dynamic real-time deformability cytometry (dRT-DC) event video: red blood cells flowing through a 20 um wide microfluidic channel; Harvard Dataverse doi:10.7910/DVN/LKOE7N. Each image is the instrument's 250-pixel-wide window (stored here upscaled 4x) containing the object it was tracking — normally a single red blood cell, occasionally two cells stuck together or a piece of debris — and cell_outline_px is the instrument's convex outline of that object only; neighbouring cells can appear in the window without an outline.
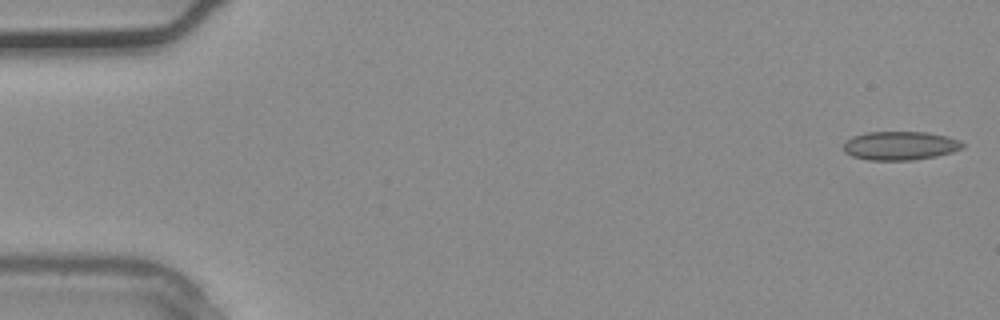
{"species": "common noctule bat (a hibernating species)", "species_latin": "Nyctalus noctula", "temperature_condition": "warm", "stored_images_in_passage": 4, "camera_frame_rate_fps": 3000, "um_per_image_px": 0.085, "animal": {"sex": "male", "body_mass_g": 20.4}, "frame": {"image": 1, "passage_image": 1, "time_ms": 0.0, "image_size_px": [1000, 320], "cell_outline_px": [[964, 148], [952, 152], [936, 156], [912, 160], [868, 160], [852, 156], [844, 152], [844, 144], [852, 136], [868, 132], [924, 132], [948, 136], [960, 140], [964, 144]], "centroid_in_image_um": [76.53, 12.38], "position_along_channel_um": 8.5, "area_um2": 19.94}}
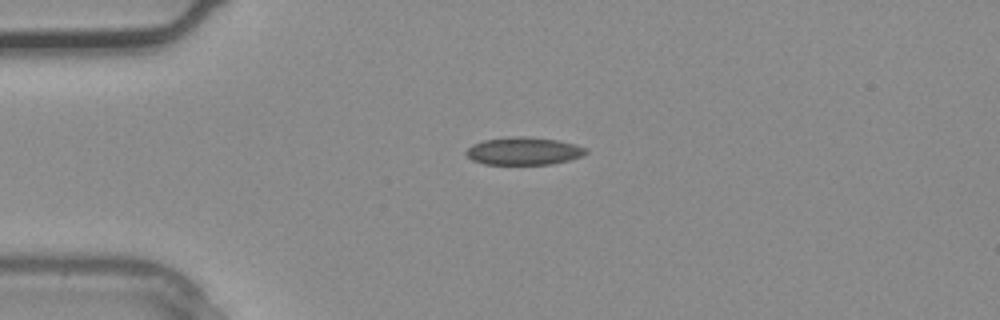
{"frame": {"image": 2, "passage_image": 3, "time_ms": 0.667, "image_size_px": [1000, 320], "cell_outline_px": [[588, 152], [584, 156], [552, 164], [484, 164], [472, 160], [464, 152], [472, 144], [484, 140], [508, 136], [528, 136], [560, 140], [576, 144], [588, 148]], "centroid_in_image_um": [44.55, 12.82], "position_along_channel_um": 40.5, "area_um2": 19.65}}
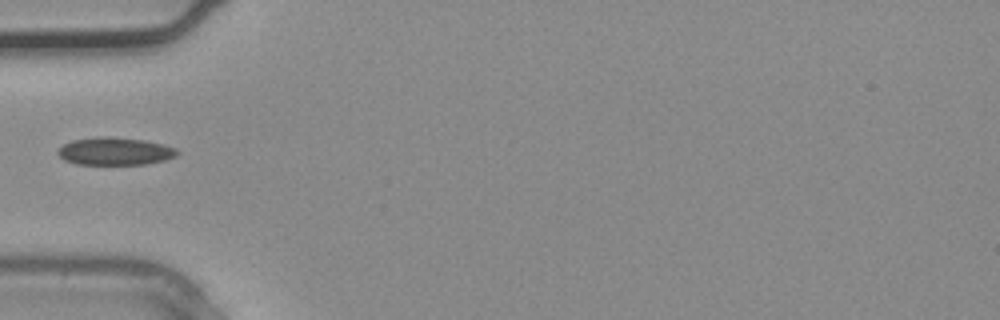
{"frame": {"image": 3, "passage_image": 4, "time_ms": 1.0, "image_size_px": [1000, 320], "cell_outline_px": [[180, 152], [176, 156], [164, 160], [144, 164], [76, 164], [64, 160], [56, 152], [64, 144], [72, 140], [96, 136], [108, 136], [144, 140], [164, 144], [176, 148]], "centroid_in_image_um": [9.77, 12.85], "position_along_channel_um": 75.2, "area_um2": 19.31}}